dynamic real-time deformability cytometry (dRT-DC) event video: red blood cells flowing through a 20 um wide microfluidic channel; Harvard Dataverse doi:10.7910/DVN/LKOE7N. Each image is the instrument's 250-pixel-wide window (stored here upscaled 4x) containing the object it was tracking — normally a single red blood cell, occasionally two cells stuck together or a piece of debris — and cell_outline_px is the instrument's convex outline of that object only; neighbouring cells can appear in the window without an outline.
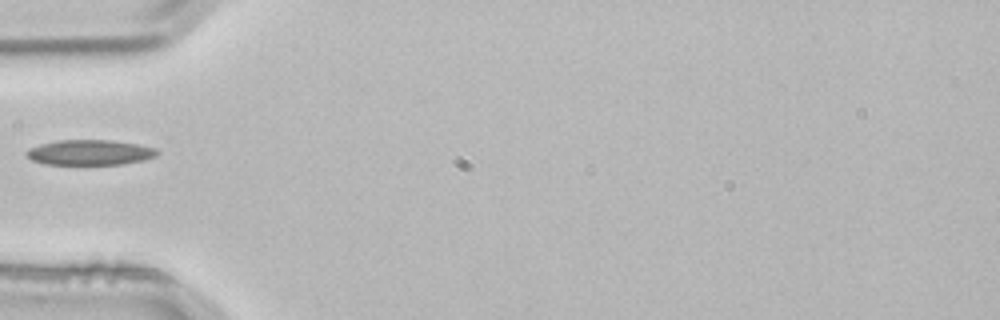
{"species": "common noctule bat (a hibernating species)", "species_latin": "Nyctalus noctula", "temperature_condition": "room temperature", "stored_images_in_passage": 2, "camera_frame_rate_fps": 3000, "um_per_image_px": 0.085, "animal": {"sex": "male", "body_mass_g": 21.5, "forearm_length_mm": 52.0}, "frame": {"image": 1, "passage_image": 2, "time_ms": 0.333, "image_size_px": [1000, 320], "cell_outline_px": [[160, 152], [156, 156], [144, 160], [124, 164], [44, 164], [32, 160], [24, 152], [28, 148], [40, 144], [60, 140], [112, 140], [136, 144], [156, 148]], "centroid_in_image_um": [7.64, 12.96], "position_along_channel_um": 77.4, "area_um2": 19.25}}